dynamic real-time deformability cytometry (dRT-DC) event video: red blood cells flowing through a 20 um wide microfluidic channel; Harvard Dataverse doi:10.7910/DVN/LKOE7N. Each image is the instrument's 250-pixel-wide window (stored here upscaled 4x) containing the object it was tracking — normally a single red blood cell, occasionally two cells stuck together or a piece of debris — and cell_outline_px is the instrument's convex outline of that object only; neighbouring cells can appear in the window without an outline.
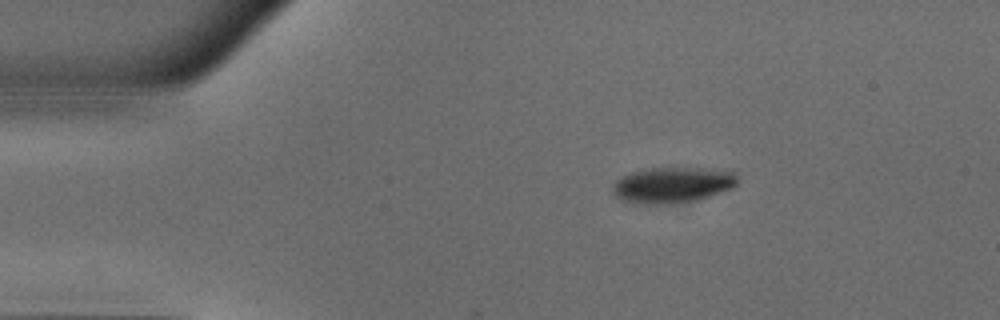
{"species": "common noctule bat (a hibernating species)", "species_latin": "Nyctalus noctula", "temperature_condition": "warm", "stored_images_in_passage": 43, "camera_frame_rate_fps": 3000, "um_per_image_px": 0.085, "animal": {"sex": "male", "body_mass_g": 18.8}, "frame": {"image": 1, "passage_image": 1, "time_ms": 0.0, "image_size_px": [1000, 320], "cell_outline_px": [[736, 184], [732, 188], [696, 200], [668, 204], [648, 204], [620, 200], [612, 192], [612, 184], [620, 176], [632, 172], [652, 168], [712, 168], [736, 172]], "centroid_in_image_um": [57.14, 15.71], "position_along_channel_um": 27.9, "area_um2": 26.01}}
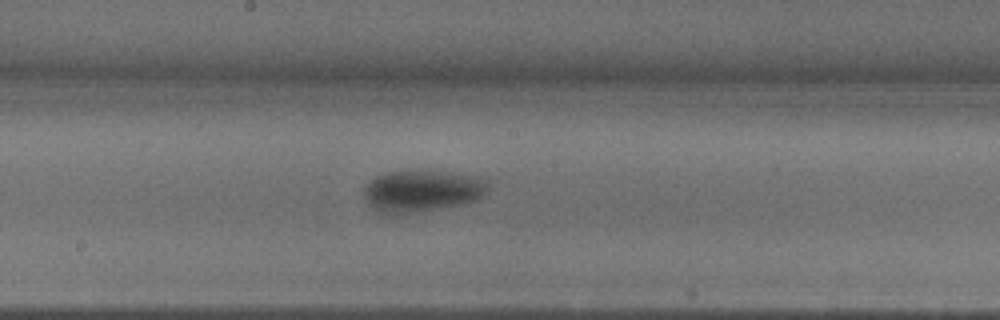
{"frame": {"image": 2, "passage_image": 19, "time_ms": 6.0, "image_size_px": [1000, 320], "cell_outline_px": [[488, 188], [484, 196], [476, 200], [464, 204], [440, 208], [412, 212], [384, 212], [368, 204], [364, 196], [364, 188], [376, 176], [384, 172], [448, 172], [476, 176], [488, 180]], "centroid_in_image_um": [35.94, 16.22], "position_along_channel_um": 212.3, "area_um2": 29.42}}
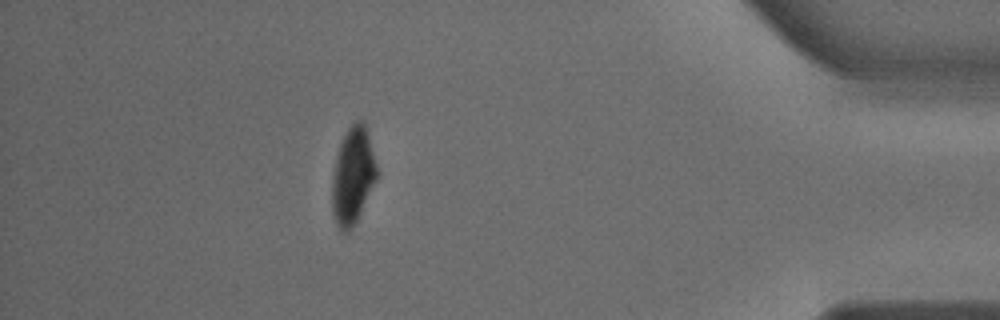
{"frame": {"image": 3, "passage_image": 37, "time_ms": 12.0, "image_size_px": [1000, 320], "cell_outline_px": [[380, 172], [352, 228], [348, 232], [344, 232], [336, 224], [332, 212], [332, 180], [336, 160], [340, 144], [348, 128], [356, 120], [364, 120]], "centroid_in_image_um": [30.02, 14.91], "position_along_channel_um": 405.2, "area_um2": 25.14}, "authors_computed_cell_mechanics": {"area_um2": 29.4202, "velocity_mm_per_s": 4.0091, "shape_relaxation_time_tau1_ms": 5.1582, "shape_relaxation_time_tau2_ms": 3.4261, "deformation_change_tau1": 0.1847, "deformation_change_tau2": 0.0602}}